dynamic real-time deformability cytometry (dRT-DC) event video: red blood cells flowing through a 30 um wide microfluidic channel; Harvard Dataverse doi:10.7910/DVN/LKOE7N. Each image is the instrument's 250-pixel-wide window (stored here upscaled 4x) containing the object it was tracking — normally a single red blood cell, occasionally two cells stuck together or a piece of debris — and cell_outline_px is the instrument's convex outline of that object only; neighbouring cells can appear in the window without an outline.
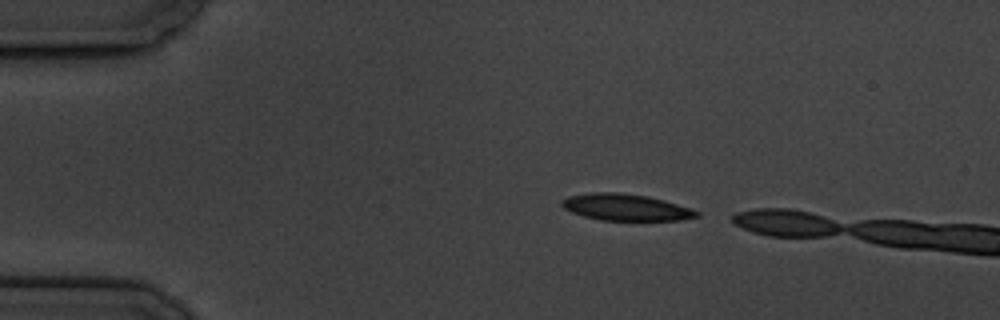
{"species": "common noctule bat (a hibernating species)", "species_latin": "Nyctalus noctula", "temperature_condition": "cold", "stored_images_in_passage": 2, "camera_frame_rate_fps": 3000, "um_per_image_px": 0.085, "animal": {"sex": "male", "body_mass_g": 19.5, "forearm_length_mm": 54.6}, "frame": {"image": 1, "passage_image": 1, "time_ms": 0.0, "image_size_px": [1000, 320], "cell_outline_px": [[700, 216], [680, 220], [600, 220], [584, 216], [572, 212], [564, 208], [560, 204], [568, 196], [592, 192], [620, 192], [648, 196], [664, 200], [692, 208], [700, 212]], "centroid_in_image_um": [53.23, 17.61], "position_along_channel_um": 31.8, "area_um2": 20.92}}